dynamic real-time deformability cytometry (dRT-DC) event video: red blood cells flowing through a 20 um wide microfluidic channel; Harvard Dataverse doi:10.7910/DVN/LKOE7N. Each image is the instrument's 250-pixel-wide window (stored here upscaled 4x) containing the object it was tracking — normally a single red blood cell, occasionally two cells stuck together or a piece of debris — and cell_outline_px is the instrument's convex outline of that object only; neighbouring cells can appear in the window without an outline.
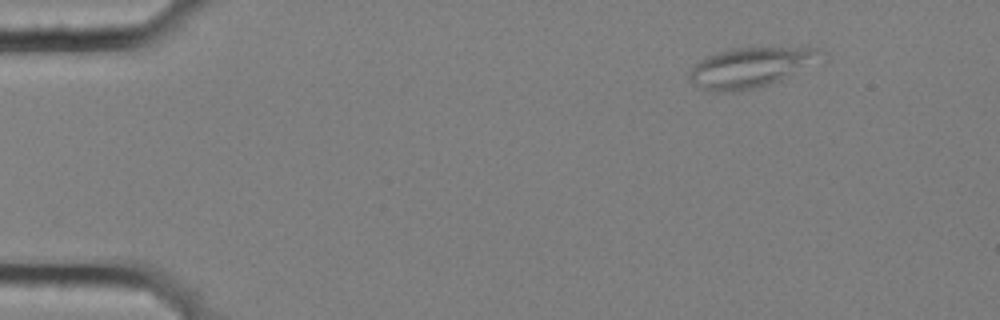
{"species": "common noctule bat (a hibernating species)", "species_latin": "Nyctalus noctula", "temperature_condition": "cold", "stored_images_in_passage": 51, "segment_of_instrument_passage": [1, 2], "camera_frame_rate_fps": 3000, "um_per_image_px": 0.085, "animal": {"sex": "female", "body_mass_g": 25.1}, "frame": {"image": 1, "passage_image": 1, "time_ms": 0.0, "image_size_px": [1000, 320], "cell_outline_px": [[828, 60], [780, 80], [768, 84], [740, 92], [720, 92], [700, 88], [688, 80], [688, 72], [700, 60], [716, 52], [732, 48], [820, 48], [828, 52]], "centroid_in_image_um": [63.93, 5.72], "position_along_channel_um": 21.1, "area_um2": 31.39}}